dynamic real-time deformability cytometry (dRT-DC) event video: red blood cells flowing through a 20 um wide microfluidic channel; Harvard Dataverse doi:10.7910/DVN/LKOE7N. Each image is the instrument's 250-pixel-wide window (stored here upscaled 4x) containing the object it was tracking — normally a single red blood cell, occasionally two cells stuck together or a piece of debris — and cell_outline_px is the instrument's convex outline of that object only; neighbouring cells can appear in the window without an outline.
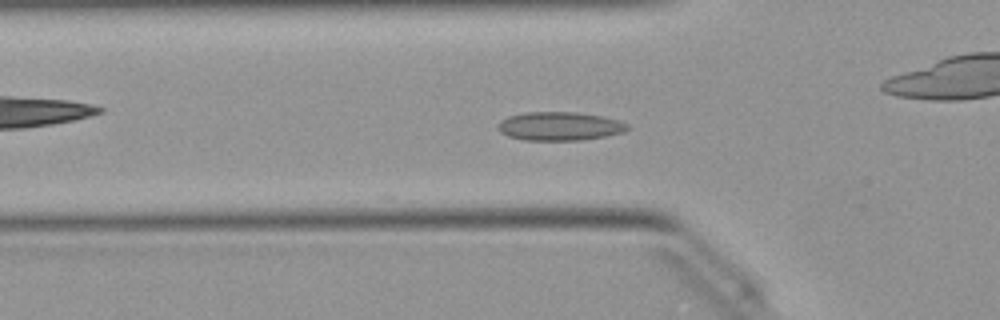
{"species": "Egyptian fruit bat (a non-hibernating species)", "species_latin": "Rousettus aegyptiacus", "temperature_condition": "warm", "stored_images_in_passage": 40, "camera_frame_rate_fps": 3000, "um_per_image_px": 0.085, "animal": {"sex": "female"}, "frame": {"image": 1, "passage_image": 5, "time_ms": 1.333, "image_size_px": [1000, 320], "cell_outline_px": [[632, 128], [624, 132], [604, 136], [580, 140], [524, 140], [508, 136], [500, 132], [496, 128], [496, 124], [500, 120], [508, 116], [528, 112], [576, 112], [600, 116], [616, 120], [628, 124]], "centroid_in_image_um": [47.53, 10.73], "position_along_channel_um": 78.3, "area_um2": 21.62}}
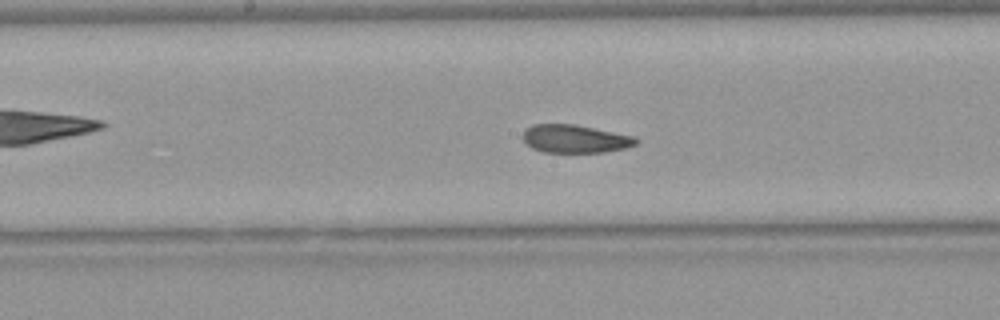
{"frame": {"image": 2, "passage_image": 14, "time_ms": 4.333, "image_size_px": [1000, 320], "cell_outline_px": [[640, 140], [636, 144], [628, 148], [604, 152], [544, 152], [532, 148], [524, 140], [524, 132], [532, 124], [576, 124], [636, 136]], "centroid_in_image_um": [48.96, 11.79], "position_along_channel_um": 199.2, "area_um2": 18.61}}
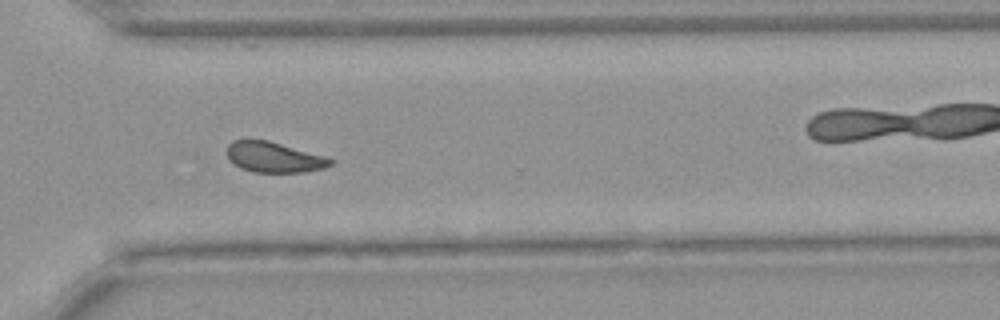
{"frame": {"image": 3, "passage_image": 25, "time_ms": 8.0, "image_size_px": [1000, 320], "cell_outline_px": [[336, 160], [332, 164], [324, 168], [304, 172], [252, 172], [240, 168], [228, 160], [228, 144], [232, 140], [268, 140], [328, 156]], "centroid_in_image_um": [23.33, 13.36], "position_along_channel_um": 347.3, "area_um2": 18.61}, "authors_computed_cell_mechanics": {"area_um2": 19.0162, "velocity_mm_per_s": 4.0338, "shape_relaxation_time_tau1_ms": null, "shape_relaxation_time_tau2_ms": 1.7686, "deformation_change_tau1": null, "deformation_change_tau2": 0.0638}}